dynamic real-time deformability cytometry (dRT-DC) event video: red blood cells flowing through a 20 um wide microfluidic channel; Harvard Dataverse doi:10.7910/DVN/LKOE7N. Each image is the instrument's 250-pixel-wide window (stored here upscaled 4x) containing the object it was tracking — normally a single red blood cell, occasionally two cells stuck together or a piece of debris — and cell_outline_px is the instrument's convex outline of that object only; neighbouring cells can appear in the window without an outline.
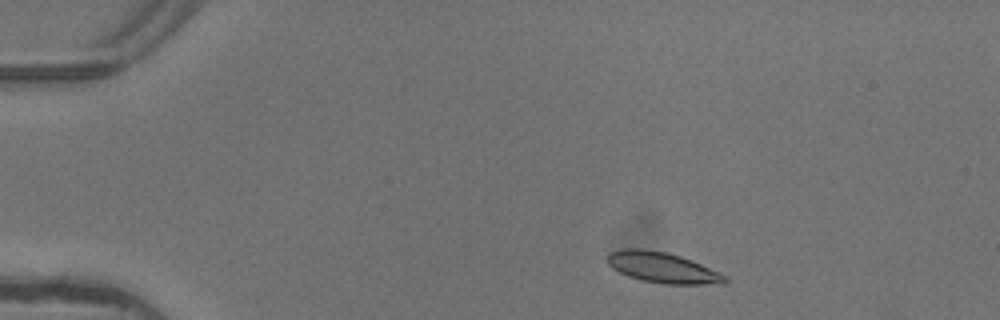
{"species": "common noctule bat (a hibernating species)", "species_latin": "Nyctalus noctula", "temperature_condition": "warm", "stored_images_in_passage": 3, "camera_frame_rate_fps": 3000, "um_per_image_px": 0.085, "animal": {"sex": "female"}, "frame": {"image": 1, "passage_image": 1, "time_ms": 0.0, "image_size_px": [1000, 320], "cell_outline_px": [[728, 280], [724, 284], [664, 284], [640, 280], [628, 276], [612, 268], [608, 264], [608, 252], [624, 248], [640, 248], [664, 252], [680, 256], [692, 260], [720, 272], [728, 276]], "centroid_in_image_um": [56.33, 22.75], "position_along_channel_um": 28.7, "area_um2": 21.1}}